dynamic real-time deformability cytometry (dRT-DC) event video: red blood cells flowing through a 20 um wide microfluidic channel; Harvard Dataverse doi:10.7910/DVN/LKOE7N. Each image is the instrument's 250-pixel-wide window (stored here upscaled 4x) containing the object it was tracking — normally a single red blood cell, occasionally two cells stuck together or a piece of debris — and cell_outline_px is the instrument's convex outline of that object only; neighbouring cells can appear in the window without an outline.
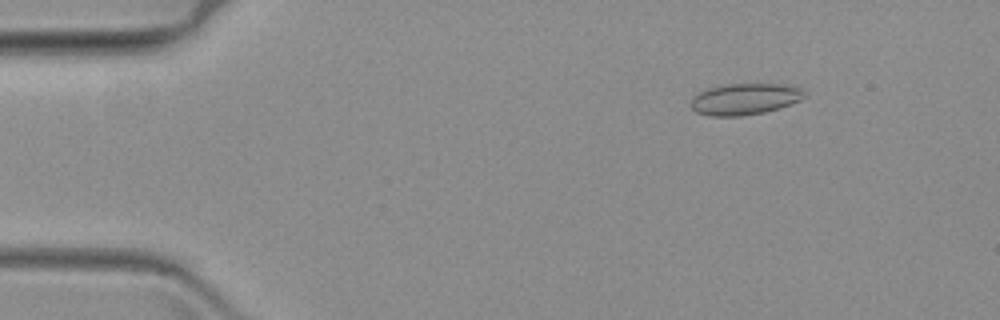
{"species": "common noctule bat (a hibernating species)", "species_latin": "Nyctalus noctula", "temperature_condition": "warm", "stored_images_in_passage": 63, "camera_frame_rate_fps": 3000, "um_per_image_px": 0.085, "animal": {"sex": "female", "body_mass_g": 19.3, "forearm_length_mm": 54.1}, "frame": {"image": 1, "passage_image": 9, "time_ms": 2.667, "image_size_px": [1000, 320], "cell_outline_px": [[808, 96], [800, 100], [780, 108], [764, 112], [740, 116], [712, 116], [696, 112], [692, 108], [692, 96], [700, 92], [712, 88], [728, 84], [776, 84], [800, 88]], "centroid_in_image_um": [63.33, 8.43], "position_along_channel_um": 21.7, "area_um2": 20.46}}
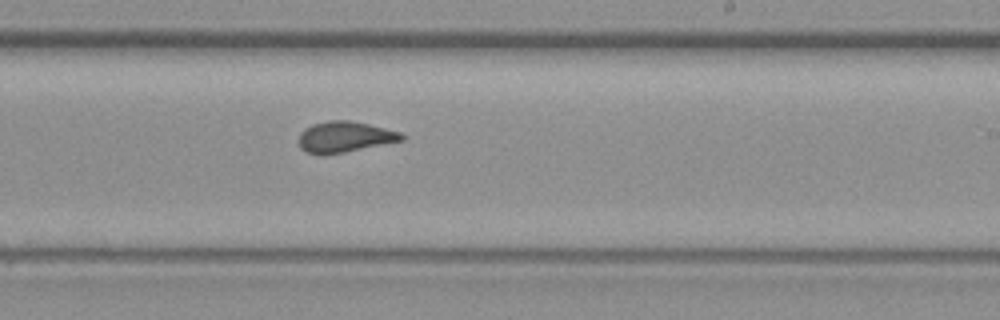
{"frame": {"image": 2, "passage_image": 38, "time_ms": 12.333, "image_size_px": [1000, 320], "cell_outline_px": [[404, 140], [344, 152], [308, 152], [300, 148], [300, 132], [304, 128], [312, 124], [328, 120], [348, 120], [368, 124], [400, 132], [404, 136]], "centroid_in_image_um": [29.32, 11.6], "position_along_channel_um": 259.7, "area_um2": 17.92}}
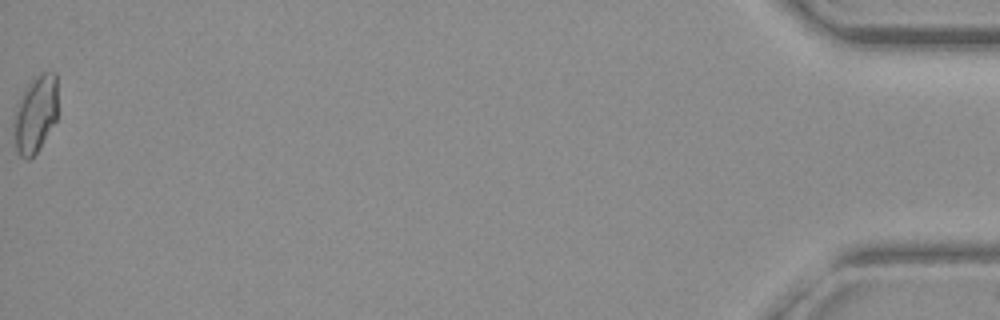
{"frame": {"image": 3, "passage_image": 63, "time_ms": 20.667, "image_size_px": [1000, 320], "cell_outline_px": [[56, 120], [36, 152], [28, 160], [24, 160], [16, 152], [16, 104], [24, 88], [36, 76], [44, 72], [56, 72]], "centroid_in_image_um": [3.02, 9.67], "position_along_channel_um": 432.2, "area_um2": 19.13}}